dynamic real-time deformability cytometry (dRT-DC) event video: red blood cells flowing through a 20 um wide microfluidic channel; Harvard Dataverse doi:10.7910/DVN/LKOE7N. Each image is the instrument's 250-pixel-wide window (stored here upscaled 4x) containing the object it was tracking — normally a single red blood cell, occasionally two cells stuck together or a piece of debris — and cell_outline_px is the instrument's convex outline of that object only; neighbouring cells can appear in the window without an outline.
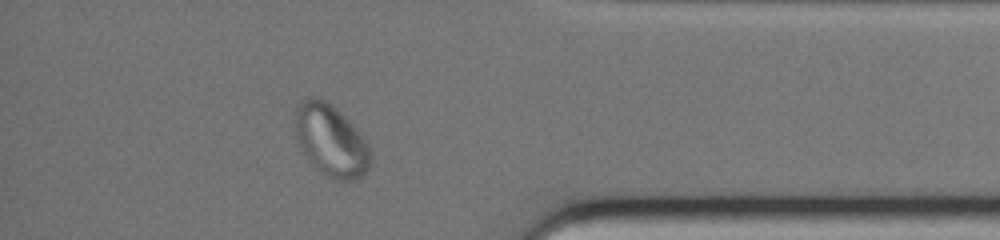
{"species": "common noctule bat (a hibernating species)", "species_latin": "Nyctalus noctula", "temperature_condition": "warm", "stored_images_in_passage": 35, "segment_of_instrument_passage": [2, 2], "camera_frame_rate_fps": 3000, "um_per_image_px": 0.085, "animal": {"sex": "female", "body_mass_g": 19.0, "forearm_length_mm": 51.5}, "frame": {"image": 1, "passage_image": 31, "time_ms": 10.0, "image_size_px": [1000, 240], "cell_outline_px": [[372, 156], [368, 168], [360, 176], [352, 180], [336, 180], [328, 176], [316, 168], [308, 160], [300, 148], [296, 140], [296, 108], [300, 100], [308, 96], [316, 96], [324, 100], [336, 108], [356, 128], [368, 144]], "centroid_in_image_um": [28.11, 11.92], "position_along_channel_um": 407.1, "area_um2": 31.39}}